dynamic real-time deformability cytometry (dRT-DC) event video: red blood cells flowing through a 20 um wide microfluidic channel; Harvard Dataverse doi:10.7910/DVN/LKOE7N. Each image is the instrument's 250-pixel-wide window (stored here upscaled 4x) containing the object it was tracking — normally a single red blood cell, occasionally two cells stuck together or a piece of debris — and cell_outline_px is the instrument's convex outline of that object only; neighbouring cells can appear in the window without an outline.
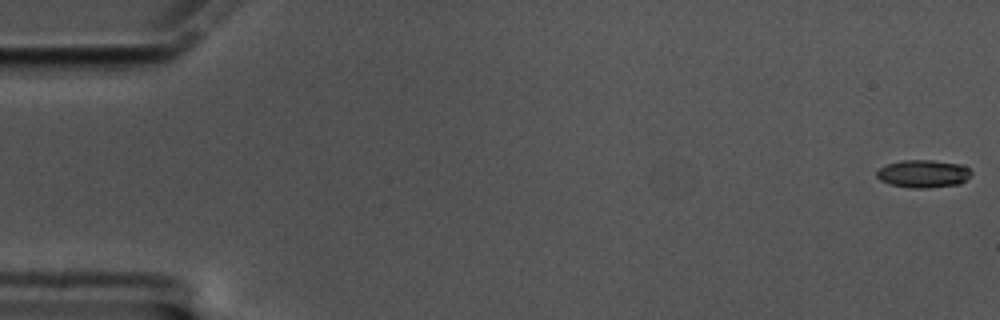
{"species": "common noctule bat (a hibernating species)", "species_latin": "Nyctalus noctula", "temperature_condition": "cold", "stored_images_in_passage": 60, "camera_frame_rate_fps": 3000, "um_per_image_px": 0.085, "animal": {"sex": "male", "body_mass_g": 17.5, "forearm_length_mm": 52.3}, "frame": {"image": 1, "passage_image": 1, "time_ms": 0.0, "image_size_px": [1000, 320], "cell_outline_px": [[972, 172], [960, 184], [928, 188], [912, 188], [892, 184], [880, 180], [876, 176], [876, 172], [880, 168], [888, 164], [904, 160], [932, 160], [964, 164]], "centroid_in_image_um": [78.49, 14.76], "position_along_channel_um": 6.5, "area_um2": 15.2}}
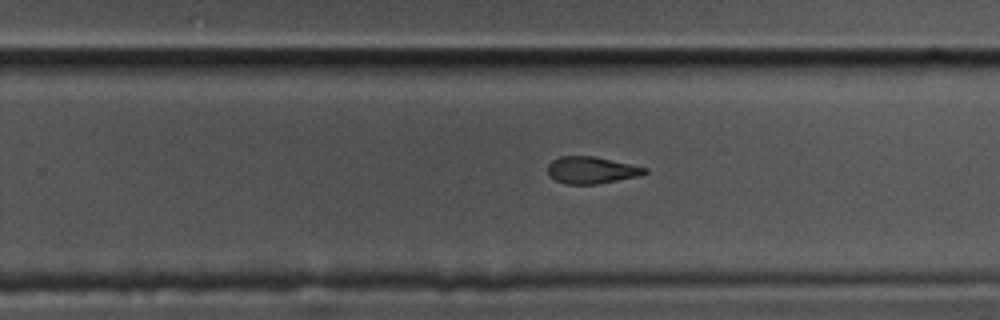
{"frame": {"image": 2, "passage_image": 38, "time_ms": 12.333, "image_size_px": [1000, 320], "cell_outline_px": [[648, 172], [640, 176], [596, 184], [568, 184], [556, 180], [548, 172], [548, 164], [552, 160], [560, 156], [592, 156], [648, 168]], "centroid_in_image_um": [50.29, 14.46], "position_along_channel_um": 279.5, "area_um2": 15.03}}
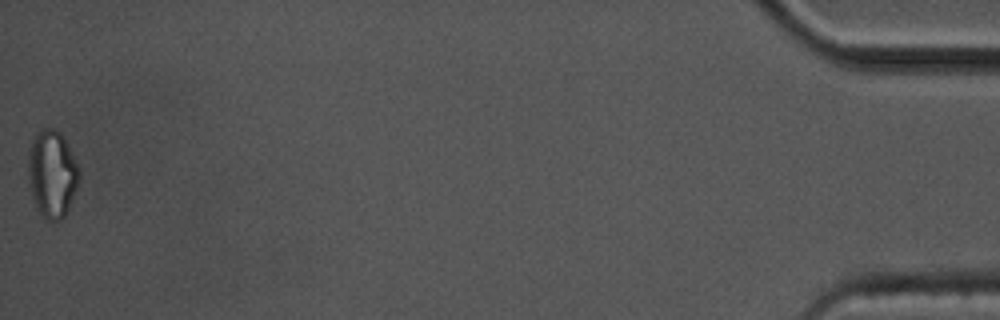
{"frame": {"image": 3, "passage_image": 60, "time_ms": 19.667, "image_size_px": [1000, 320], "cell_outline_px": [[80, 176], [76, 188], [68, 208], [64, 216], [60, 220], [48, 220], [36, 208], [28, 188], [28, 148], [32, 140], [44, 128], [56, 128], [64, 136], [80, 168]], "centroid_in_image_um": [4.42, 14.75], "position_along_channel_um": 430.8, "area_um2": 26.13}, "authors_computed_cell_mechanics": {"area_um2": 16.1262, "velocity_mm_per_s": 3.3916, "shape_relaxation_time_tau1_ms": 4.001, "shape_relaxation_time_tau2_ms": 4.9843, "deformation_change_tau1": 0.1735, "deformation_change_tau2": 0.1314}}